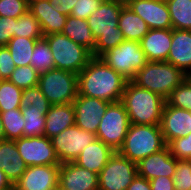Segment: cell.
<instances>
[{"label": "cell", "mask_w": 191, "mask_h": 190, "mask_svg": "<svg viewBox=\"0 0 191 190\" xmlns=\"http://www.w3.org/2000/svg\"><path fill=\"white\" fill-rule=\"evenodd\" d=\"M123 7L114 1L104 0L96 11L86 19L96 38V46L92 52L93 57H101L125 40L123 33L118 28V19Z\"/></svg>", "instance_id": "cell-3"}, {"label": "cell", "mask_w": 191, "mask_h": 190, "mask_svg": "<svg viewBox=\"0 0 191 190\" xmlns=\"http://www.w3.org/2000/svg\"><path fill=\"white\" fill-rule=\"evenodd\" d=\"M95 140H97L96 134L80 129L77 125L68 127L51 138L56 156L61 164L74 162L80 153Z\"/></svg>", "instance_id": "cell-11"}, {"label": "cell", "mask_w": 191, "mask_h": 190, "mask_svg": "<svg viewBox=\"0 0 191 190\" xmlns=\"http://www.w3.org/2000/svg\"><path fill=\"white\" fill-rule=\"evenodd\" d=\"M166 146L160 125L130 124L118 153L137 164Z\"/></svg>", "instance_id": "cell-5"}, {"label": "cell", "mask_w": 191, "mask_h": 190, "mask_svg": "<svg viewBox=\"0 0 191 190\" xmlns=\"http://www.w3.org/2000/svg\"><path fill=\"white\" fill-rule=\"evenodd\" d=\"M51 104L38 86L23 89L21 108H50Z\"/></svg>", "instance_id": "cell-36"}, {"label": "cell", "mask_w": 191, "mask_h": 190, "mask_svg": "<svg viewBox=\"0 0 191 190\" xmlns=\"http://www.w3.org/2000/svg\"><path fill=\"white\" fill-rule=\"evenodd\" d=\"M37 40L39 39L25 37H13L10 39L7 48L16 67L31 64L30 59Z\"/></svg>", "instance_id": "cell-28"}, {"label": "cell", "mask_w": 191, "mask_h": 190, "mask_svg": "<svg viewBox=\"0 0 191 190\" xmlns=\"http://www.w3.org/2000/svg\"><path fill=\"white\" fill-rule=\"evenodd\" d=\"M55 190H69V189H66L62 187L60 184H58Z\"/></svg>", "instance_id": "cell-49"}, {"label": "cell", "mask_w": 191, "mask_h": 190, "mask_svg": "<svg viewBox=\"0 0 191 190\" xmlns=\"http://www.w3.org/2000/svg\"><path fill=\"white\" fill-rule=\"evenodd\" d=\"M172 29L191 30V0H165Z\"/></svg>", "instance_id": "cell-29"}, {"label": "cell", "mask_w": 191, "mask_h": 190, "mask_svg": "<svg viewBox=\"0 0 191 190\" xmlns=\"http://www.w3.org/2000/svg\"><path fill=\"white\" fill-rule=\"evenodd\" d=\"M50 108H21L24 118L23 137L44 136L46 113Z\"/></svg>", "instance_id": "cell-27"}, {"label": "cell", "mask_w": 191, "mask_h": 190, "mask_svg": "<svg viewBox=\"0 0 191 190\" xmlns=\"http://www.w3.org/2000/svg\"><path fill=\"white\" fill-rule=\"evenodd\" d=\"M172 42V29H149L141 39L147 61L166 62Z\"/></svg>", "instance_id": "cell-20"}, {"label": "cell", "mask_w": 191, "mask_h": 190, "mask_svg": "<svg viewBox=\"0 0 191 190\" xmlns=\"http://www.w3.org/2000/svg\"><path fill=\"white\" fill-rule=\"evenodd\" d=\"M129 116L121 101L110 103L101 117L97 139L118 152L130 126Z\"/></svg>", "instance_id": "cell-9"}, {"label": "cell", "mask_w": 191, "mask_h": 190, "mask_svg": "<svg viewBox=\"0 0 191 190\" xmlns=\"http://www.w3.org/2000/svg\"><path fill=\"white\" fill-rule=\"evenodd\" d=\"M98 174L89 171L75 162L62 163L59 171V184L69 190H98Z\"/></svg>", "instance_id": "cell-18"}, {"label": "cell", "mask_w": 191, "mask_h": 190, "mask_svg": "<svg viewBox=\"0 0 191 190\" xmlns=\"http://www.w3.org/2000/svg\"><path fill=\"white\" fill-rule=\"evenodd\" d=\"M26 163L18 153L15 140H0V169L14 186L27 169Z\"/></svg>", "instance_id": "cell-22"}, {"label": "cell", "mask_w": 191, "mask_h": 190, "mask_svg": "<svg viewBox=\"0 0 191 190\" xmlns=\"http://www.w3.org/2000/svg\"><path fill=\"white\" fill-rule=\"evenodd\" d=\"M118 28L123 33L125 40L138 42H140L149 31L146 22L128 6L123 7L120 12Z\"/></svg>", "instance_id": "cell-26"}, {"label": "cell", "mask_w": 191, "mask_h": 190, "mask_svg": "<svg viewBox=\"0 0 191 190\" xmlns=\"http://www.w3.org/2000/svg\"><path fill=\"white\" fill-rule=\"evenodd\" d=\"M166 103L181 109L191 111V76L178 85L166 99Z\"/></svg>", "instance_id": "cell-34"}, {"label": "cell", "mask_w": 191, "mask_h": 190, "mask_svg": "<svg viewBox=\"0 0 191 190\" xmlns=\"http://www.w3.org/2000/svg\"><path fill=\"white\" fill-rule=\"evenodd\" d=\"M78 0H50L54 9L64 15L69 16Z\"/></svg>", "instance_id": "cell-44"}, {"label": "cell", "mask_w": 191, "mask_h": 190, "mask_svg": "<svg viewBox=\"0 0 191 190\" xmlns=\"http://www.w3.org/2000/svg\"><path fill=\"white\" fill-rule=\"evenodd\" d=\"M126 190H151L150 180L137 175Z\"/></svg>", "instance_id": "cell-45"}, {"label": "cell", "mask_w": 191, "mask_h": 190, "mask_svg": "<svg viewBox=\"0 0 191 190\" xmlns=\"http://www.w3.org/2000/svg\"><path fill=\"white\" fill-rule=\"evenodd\" d=\"M77 77L78 95L98 98L110 103L121 101L128 82L100 57H92Z\"/></svg>", "instance_id": "cell-1"}, {"label": "cell", "mask_w": 191, "mask_h": 190, "mask_svg": "<svg viewBox=\"0 0 191 190\" xmlns=\"http://www.w3.org/2000/svg\"><path fill=\"white\" fill-rule=\"evenodd\" d=\"M100 58L128 81L132 80L147 63L140 42L131 40H124L118 46L104 53Z\"/></svg>", "instance_id": "cell-8"}, {"label": "cell", "mask_w": 191, "mask_h": 190, "mask_svg": "<svg viewBox=\"0 0 191 190\" xmlns=\"http://www.w3.org/2000/svg\"><path fill=\"white\" fill-rule=\"evenodd\" d=\"M59 171L60 165L28 166L13 190H55Z\"/></svg>", "instance_id": "cell-14"}, {"label": "cell", "mask_w": 191, "mask_h": 190, "mask_svg": "<svg viewBox=\"0 0 191 190\" xmlns=\"http://www.w3.org/2000/svg\"><path fill=\"white\" fill-rule=\"evenodd\" d=\"M39 75L31 65L18 66L8 80L21 89H27L38 85Z\"/></svg>", "instance_id": "cell-35"}, {"label": "cell", "mask_w": 191, "mask_h": 190, "mask_svg": "<svg viewBox=\"0 0 191 190\" xmlns=\"http://www.w3.org/2000/svg\"><path fill=\"white\" fill-rule=\"evenodd\" d=\"M187 77L183 70L171 63L147 61L132 81L167 99L173 89L181 85Z\"/></svg>", "instance_id": "cell-4"}, {"label": "cell", "mask_w": 191, "mask_h": 190, "mask_svg": "<svg viewBox=\"0 0 191 190\" xmlns=\"http://www.w3.org/2000/svg\"><path fill=\"white\" fill-rule=\"evenodd\" d=\"M172 179L175 190H191V160H177Z\"/></svg>", "instance_id": "cell-37"}, {"label": "cell", "mask_w": 191, "mask_h": 190, "mask_svg": "<svg viewBox=\"0 0 191 190\" xmlns=\"http://www.w3.org/2000/svg\"><path fill=\"white\" fill-rule=\"evenodd\" d=\"M45 118L44 136L51 139L60 134L64 129L75 125L73 103L51 105Z\"/></svg>", "instance_id": "cell-23"}, {"label": "cell", "mask_w": 191, "mask_h": 190, "mask_svg": "<svg viewBox=\"0 0 191 190\" xmlns=\"http://www.w3.org/2000/svg\"><path fill=\"white\" fill-rule=\"evenodd\" d=\"M37 86L51 105L73 103L78 96L77 74L66 70L54 68L40 73Z\"/></svg>", "instance_id": "cell-7"}, {"label": "cell", "mask_w": 191, "mask_h": 190, "mask_svg": "<svg viewBox=\"0 0 191 190\" xmlns=\"http://www.w3.org/2000/svg\"><path fill=\"white\" fill-rule=\"evenodd\" d=\"M166 145L181 137H186L191 133V111L170 106H164L160 123Z\"/></svg>", "instance_id": "cell-15"}, {"label": "cell", "mask_w": 191, "mask_h": 190, "mask_svg": "<svg viewBox=\"0 0 191 190\" xmlns=\"http://www.w3.org/2000/svg\"><path fill=\"white\" fill-rule=\"evenodd\" d=\"M131 124L160 125L166 99L128 81L121 98Z\"/></svg>", "instance_id": "cell-2"}, {"label": "cell", "mask_w": 191, "mask_h": 190, "mask_svg": "<svg viewBox=\"0 0 191 190\" xmlns=\"http://www.w3.org/2000/svg\"><path fill=\"white\" fill-rule=\"evenodd\" d=\"M171 155L177 160H191V133L167 144Z\"/></svg>", "instance_id": "cell-39"}, {"label": "cell", "mask_w": 191, "mask_h": 190, "mask_svg": "<svg viewBox=\"0 0 191 190\" xmlns=\"http://www.w3.org/2000/svg\"><path fill=\"white\" fill-rule=\"evenodd\" d=\"M111 1L119 3L120 5L125 7V6H129L135 0H111Z\"/></svg>", "instance_id": "cell-47"}, {"label": "cell", "mask_w": 191, "mask_h": 190, "mask_svg": "<svg viewBox=\"0 0 191 190\" xmlns=\"http://www.w3.org/2000/svg\"><path fill=\"white\" fill-rule=\"evenodd\" d=\"M128 7L146 22L149 29H172L166 1L135 0Z\"/></svg>", "instance_id": "cell-16"}, {"label": "cell", "mask_w": 191, "mask_h": 190, "mask_svg": "<svg viewBox=\"0 0 191 190\" xmlns=\"http://www.w3.org/2000/svg\"><path fill=\"white\" fill-rule=\"evenodd\" d=\"M0 190H13V185L6 178L5 173L0 169Z\"/></svg>", "instance_id": "cell-46"}, {"label": "cell", "mask_w": 191, "mask_h": 190, "mask_svg": "<svg viewBox=\"0 0 191 190\" xmlns=\"http://www.w3.org/2000/svg\"><path fill=\"white\" fill-rule=\"evenodd\" d=\"M22 92L9 80H0V112L21 108Z\"/></svg>", "instance_id": "cell-33"}, {"label": "cell", "mask_w": 191, "mask_h": 190, "mask_svg": "<svg viewBox=\"0 0 191 190\" xmlns=\"http://www.w3.org/2000/svg\"><path fill=\"white\" fill-rule=\"evenodd\" d=\"M29 11L40 22L44 36L62 33L68 16L56 11L50 0L29 1Z\"/></svg>", "instance_id": "cell-19"}, {"label": "cell", "mask_w": 191, "mask_h": 190, "mask_svg": "<svg viewBox=\"0 0 191 190\" xmlns=\"http://www.w3.org/2000/svg\"><path fill=\"white\" fill-rule=\"evenodd\" d=\"M115 153L109 146L97 139L87 146L74 161L89 171L99 174Z\"/></svg>", "instance_id": "cell-24"}, {"label": "cell", "mask_w": 191, "mask_h": 190, "mask_svg": "<svg viewBox=\"0 0 191 190\" xmlns=\"http://www.w3.org/2000/svg\"><path fill=\"white\" fill-rule=\"evenodd\" d=\"M5 139L4 126L0 117V140Z\"/></svg>", "instance_id": "cell-48"}, {"label": "cell", "mask_w": 191, "mask_h": 190, "mask_svg": "<svg viewBox=\"0 0 191 190\" xmlns=\"http://www.w3.org/2000/svg\"><path fill=\"white\" fill-rule=\"evenodd\" d=\"M137 175V164L115 152L98 174V190H126Z\"/></svg>", "instance_id": "cell-10"}, {"label": "cell", "mask_w": 191, "mask_h": 190, "mask_svg": "<svg viewBox=\"0 0 191 190\" xmlns=\"http://www.w3.org/2000/svg\"><path fill=\"white\" fill-rule=\"evenodd\" d=\"M110 102L78 95L73 101L75 125L80 129L96 134L101 117L105 114Z\"/></svg>", "instance_id": "cell-13"}, {"label": "cell", "mask_w": 191, "mask_h": 190, "mask_svg": "<svg viewBox=\"0 0 191 190\" xmlns=\"http://www.w3.org/2000/svg\"><path fill=\"white\" fill-rule=\"evenodd\" d=\"M5 139L16 140L23 137L24 118L21 108L0 112Z\"/></svg>", "instance_id": "cell-31"}, {"label": "cell", "mask_w": 191, "mask_h": 190, "mask_svg": "<svg viewBox=\"0 0 191 190\" xmlns=\"http://www.w3.org/2000/svg\"><path fill=\"white\" fill-rule=\"evenodd\" d=\"M14 37H25L33 39L44 38L40 22L29 10L17 18L15 23Z\"/></svg>", "instance_id": "cell-32"}, {"label": "cell", "mask_w": 191, "mask_h": 190, "mask_svg": "<svg viewBox=\"0 0 191 190\" xmlns=\"http://www.w3.org/2000/svg\"><path fill=\"white\" fill-rule=\"evenodd\" d=\"M151 190H175L172 178L157 177L150 180Z\"/></svg>", "instance_id": "cell-43"}, {"label": "cell", "mask_w": 191, "mask_h": 190, "mask_svg": "<svg viewBox=\"0 0 191 190\" xmlns=\"http://www.w3.org/2000/svg\"><path fill=\"white\" fill-rule=\"evenodd\" d=\"M62 34L75 43L87 48L91 53L95 49L96 38L92 34L86 19L76 18L69 15Z\"/></svg>", "instance_id": "cell-25"}, {"label": "cell", "mask_w": 191, "mask_h": 190, "mask_svg": "<svg viewBox=\"0 0 191 190\" xmlns=\"http://www.w3.org/2000/svg\"><path fill=\"white\" fill-rule=\"evenodd\" d=\"M16 18L0 16V46H7L14 37Z\"/></svg>", "instance_id": "cell-42"}, {"label": "cell", "mask_w": 191, "mask_h": 190, "mask_svg": "<svg viewBox=\"0 0 191 190\" xmlns=\"http://www.w3.org/2000/svg\"><path fill=\"white\" fill-rule=\"evenodd\" d=\"M177 159L166 146L161 151L145 157L137 163L138 175L151 180L157 177L173 178Z\"/></svg>", "instance_id": "cell-17"}, {"label": "cell", "mask_w": 191, "mask_h": 190, "mask_svg": "<svg viewBox=\"0 0 191 190\" xmlns=\"http://www.w3.org/2000/svg\"><path fill=\"white\" fill-rule=\"evenodd\" d=\"M166 62L191 76V30L172 29V42Z\"/></svg>", "instance_id": "cell-21"}, {"label": "cell", "mask_w": 191, "mask_h": 190, "mask_svg": "<svg viewBox=\"0 0 191 190\" xmlns=\"http://www.w3.org/2000/svg\"><path fill=\"white\" fill-rule=\"evenodd\" d=\"M15 68L7 46H0V80H8Z\"/></svg>", "instance_id": "cell-41"}, {"label": "cell", "mask_w": 191, "mask_h": 190, "mask_svg": "<svg viewBox=\"0 0 191 190\" xmlns=\"http://www.w3.org/2000/svg\"><path fill=\"white\" fill-rule=\"evenodd\" d=\"M15 143L27 166L61 165L51 139L46 136L21 137Z\"/></svg>", "instance_id": "cell-12"}, {"label": "cell", "mask_w": 191, "mask_h": 190, "mask_svg": "<svg viewBox=\"0 0 191 190\" xmlns=\"http://www.w3.org/2000/svg\"><path fill=\"white\" fill-rule=\"evenodd\" d=\"M30 60V65L39 73L55 68L50 45L45 38L36 41Z\"/></svg>", "instance_id": "cell-30"}, {"label": "cell", "mask_w": 191, "mask_h": 190, "mask_svg": "<svg viewBox=\"0 0 191 190\" xmlns=\"http://www.w3.org/2000/svg\"><path fill=\"white\" fill-rule=\"evenodd\" d=\"M28 10V0H0V16L17 19Z\"/></svg>", "instance_id": "cell-38"}, {"label": "cell", "mask_w": 191, "mask_h": 190, "mask_svg": "<svg viewBox=\"0 0 191 190\" xmlns=\"http://www.w3.org/2000/svg\"><path fill=\"white\" fill-rule=\"evenodd\" d=\"M44 38L50 45L56 69L78 75L93 57L87 48L75 43L62 33L50 34Z\"/></svg>", "instance_id": "cell-6"}, {"label": "cell", "mask_w": 191, "mask_h": 190, "mask_svg": "<svg viewBox=\"0 0 191 190\" xmlns=\"http://www.w3.org/2000/svg\"><path fill=\"white\" fill-rule=\"evenodd\" d=\"M104 0H78L75 3L71 16L81 19H87L93 14Z\"/></svg>", "instance_id": "cell-40"}]
</instances>
